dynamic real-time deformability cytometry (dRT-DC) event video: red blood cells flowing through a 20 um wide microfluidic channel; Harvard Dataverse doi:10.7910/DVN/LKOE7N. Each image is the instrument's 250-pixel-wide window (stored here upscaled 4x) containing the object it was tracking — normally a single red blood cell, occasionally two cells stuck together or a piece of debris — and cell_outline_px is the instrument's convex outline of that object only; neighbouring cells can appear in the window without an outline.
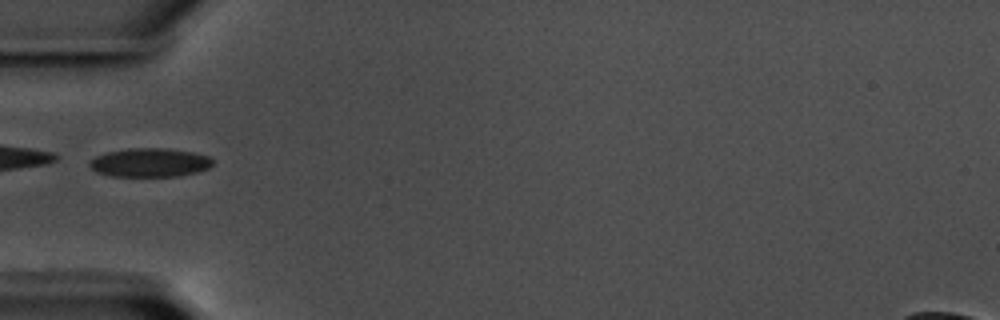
{"species": "common noctule bat (a hibernating species)", "species_latin": "Nyctalus noctula", "temperature_condition": "warm", "stored_images_in_passage": 40, "camera_frame_rate_fps": 3000, "um_per_image_px": 0.085, "animal": {"sex": "male", "body_mass_g": 17.5, "forearm_length_mm": 52.3}, "frame": {"image": 1, "passage_image": 1, "time_ms": 0.0, "image_size_px": [1000, 320], "cell_outline_px": [[212, 164], [208, 168], [196, 172], [180, 176], [112, 176], [96, 172], [88, 164], [96, 156], [108, 152], [128, 148], [164, 148], [192, 152], [208, 156], [212, 160]], "centroid_in_image_um": [12.73, 13.82], "position_along_channel_um": 72.3, "area_um2": 20.46}}
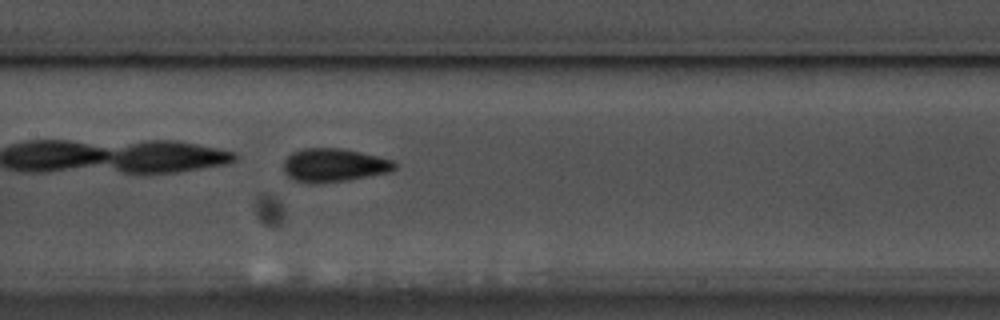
{"frame": {"image": 2, "passage_image": 10, "time_ms": 3.0, "image_size_px": [1000, 320], "cell_outline_px": [[396, 168], [388, 172], [348, 180], [316, 184], [308, 184], [292, 180], [284, 172], [284, 160], [292, 152], [304, 148], [344, 148], [392, 160], [396, 164]], "centroid_in_image_um": [28.34, 14.05], "position_along_channel_um": 179.1, "area_um2": 21.73}}
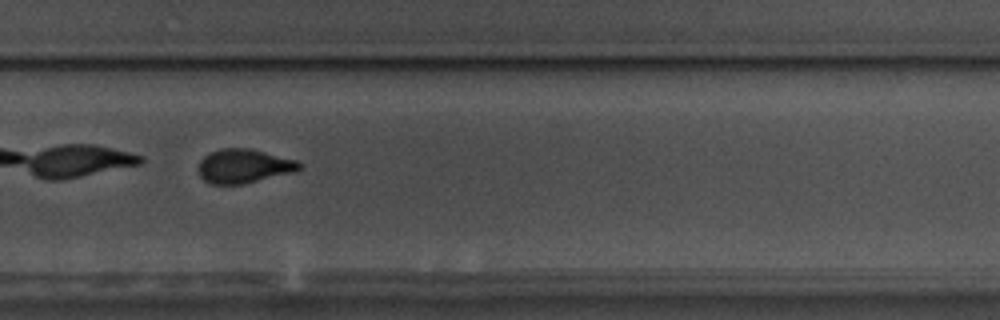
{"frame": {"image": 3, "passage_image": 21, "time_ms": 6.667, "image_size_px": [1000, 320], "cell_outline_px": [[304, 168], [296, 172], [244, 184], [208, 184], [200, 176], [200, 160], [208, 152], [220, 148], [248, 148], [296, 160], [304, 164]], "centroid_in_image_um": [20.77, 14.12], "position_along_channel_um": 309.0, "area_um2": 20.23}, "authors_computed_cell_mechanics": {"area_um2": 19.9988, "velocity_mm_per_s": 3.5511, "shape_relaxation_time_tau1_ms": 3.0733, "shape_relaxation_time_tau2_ms": 1.0666, "deformation_change_tau1": 0.1233, "deformation_change_tau2": 0.0657}}